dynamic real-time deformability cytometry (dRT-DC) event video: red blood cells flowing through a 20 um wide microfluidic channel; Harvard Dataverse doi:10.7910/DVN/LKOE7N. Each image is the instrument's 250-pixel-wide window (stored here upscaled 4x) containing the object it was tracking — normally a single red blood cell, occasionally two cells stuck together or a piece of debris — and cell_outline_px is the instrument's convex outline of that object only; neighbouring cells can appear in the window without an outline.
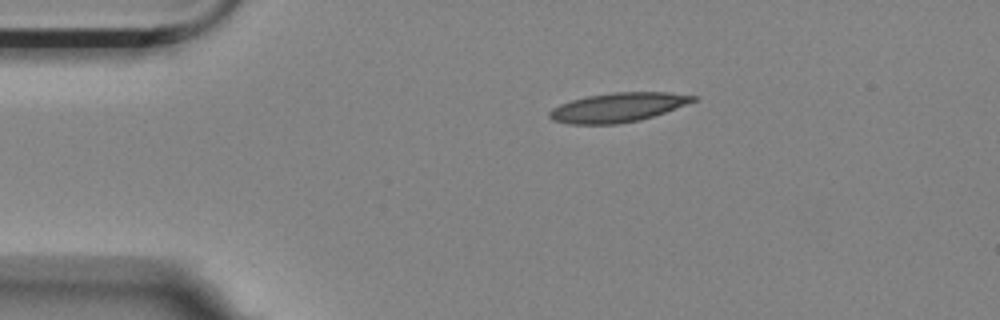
{"species": "Egyptian fruit bat (a non-hibernating species)", "species_latin": "Rousettus aegyptiacus", "temperature_condition": "room temperature", "stored_images_in_passage": 3, "camera_frame_rate_fps": 3000, "um_per_image_px": 0.085, "animal": {"sex": "female"}, "frame": {"image": 1, "passage_image": 1, "time_ms": 0.0, "image_size_px": [1000, 320], "cell_outline_px": [[696, 100], [664, 112], [640, 120], [616, 124], [568, 124], [552, 120], [548, 116], [548, 112], [552, 108], [560, 104], [572, 100], [588, 96], [612, 92], [668, 92], [696, 96]], "centroid_in_image_um": [52.46, 9.13], "position_along_channel_um": 32.5, "area_um2": 24.28}}
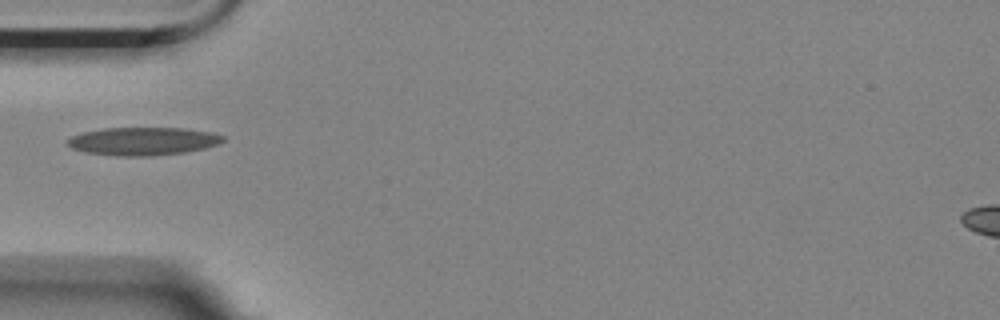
{"frame": {"image": 2, "passage_image": 3, "time_ms": 0.667, "image_size_px": [1000, 320], "cell_outline_px": [[224, 140], [220, 144], [204, 148], [184, 152], [152, 156], [116, 156], [84, 152], [72, 148], [68, 144], [68, 140], [72, 136], [84, 132], [104, 128], [184, 128], [212, 132], [224, 136]], "centroid_in_image_um": [12.18, 12.0], "position_along_channel_um": 72.8, "area_um2": 25.37}}